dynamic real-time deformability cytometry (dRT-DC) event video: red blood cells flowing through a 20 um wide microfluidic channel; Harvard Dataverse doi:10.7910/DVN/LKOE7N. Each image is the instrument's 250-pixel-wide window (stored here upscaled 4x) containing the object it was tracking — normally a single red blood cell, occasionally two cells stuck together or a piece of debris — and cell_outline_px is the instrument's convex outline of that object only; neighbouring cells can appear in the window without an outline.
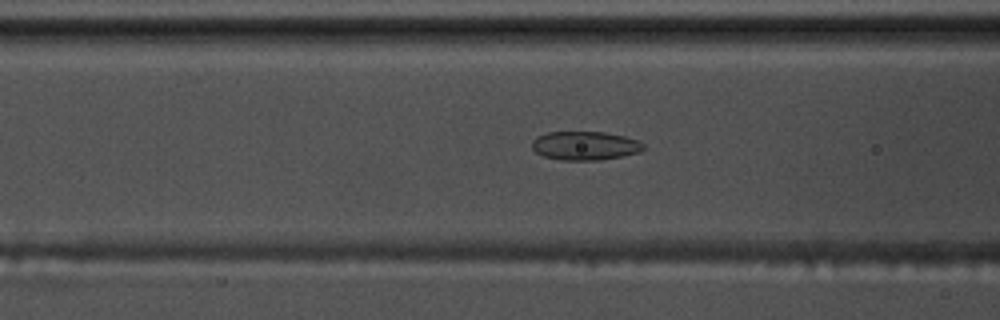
{"species": "common noctule bat (a hibernating species)", "species_latin": "Nyctalus noctula", "temperature_condition": "warm", "stored_images_in_passage": 57, "camera_frame_rate_fps": 3000, "um_per_image_px": 0.085, "animal": {"sex": "male", "body_mass_g": 17.5, "forearm_length_mm": 52.3}, "frame": {"image": 1, "passage_image": 23, "time_ms": 7.333, "image_size_px": [1000, 320], "cell_outline_px": [[644, 148], [640, 152], [600, 160], [560, 160], [544, 156], [536, 152], [532, 148], [532, 140], [536, 136], [548, 132], [604, 132], [624, 136], [640, 140], [644, 144]], "centroid_in_image_um": [49.72, 12.38], "position_along_channel_um": 116.9, "area_um2": 18.73}}
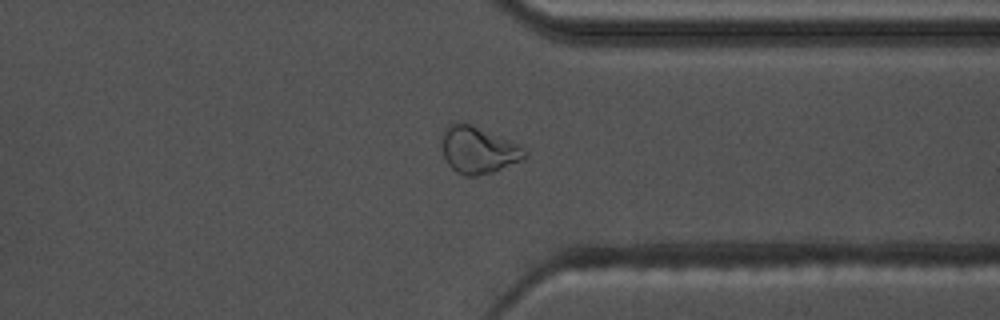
{"frame": {"image": 2, "passage_image": 44, "time_ms": 14.333, "image_size_px": [1000, 320], "cell_outline_px": [[528, 156], [524, 160], [492, 172], [476, 176], [464, 176], [456, 172], [448, 164], [444, 156], [444, 128], [448, 124], [456, 120], [464, 120], [508, 140], [516, 144], [528, 152]], "centroid_in_image_um": [40.65, 12.73], "position_along_channel_um": 370.7, "area_um2": 22.72}}
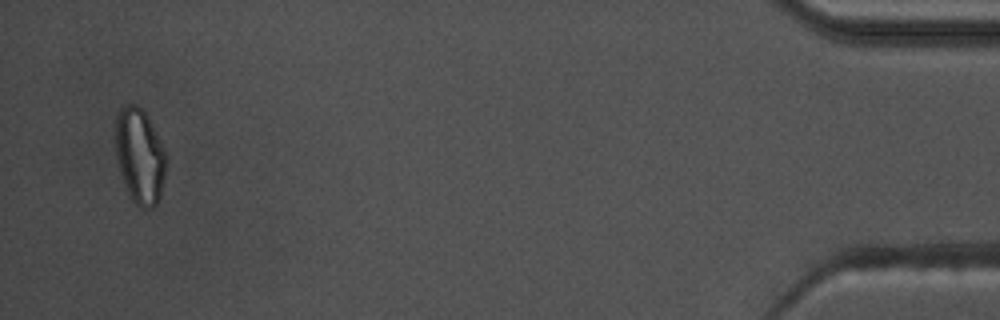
{"frame": {"image": 3, "passage_image": 55, "time_ms": 18.0, "image_size_px": [1000, 320], "cell_outline_px": [[168, 160], [160, 196], [156, 204], [152, 208], [140, 208], [132, 200], [128, 192], [116, 156], [116, 116], [120, 108], [128, 104], [136, 104], [144, 112], [164, 148], [168, 156]], "centroid_in_image_um": [11.9, 13.28], "position_along_channel_um": 423.3, "area_um2": 27.8}, "authors_computed_cell_mechanics": {"area_um2": 20.5768, "velocity_mm_per_s": 3.6502, "shape_relaxation_time_tau1_ms": null, "shape_relaxation_time_tau2_ms": 1.8687, "deformation_change_tau1": null, "deformation_change_tau2": 0.072}}